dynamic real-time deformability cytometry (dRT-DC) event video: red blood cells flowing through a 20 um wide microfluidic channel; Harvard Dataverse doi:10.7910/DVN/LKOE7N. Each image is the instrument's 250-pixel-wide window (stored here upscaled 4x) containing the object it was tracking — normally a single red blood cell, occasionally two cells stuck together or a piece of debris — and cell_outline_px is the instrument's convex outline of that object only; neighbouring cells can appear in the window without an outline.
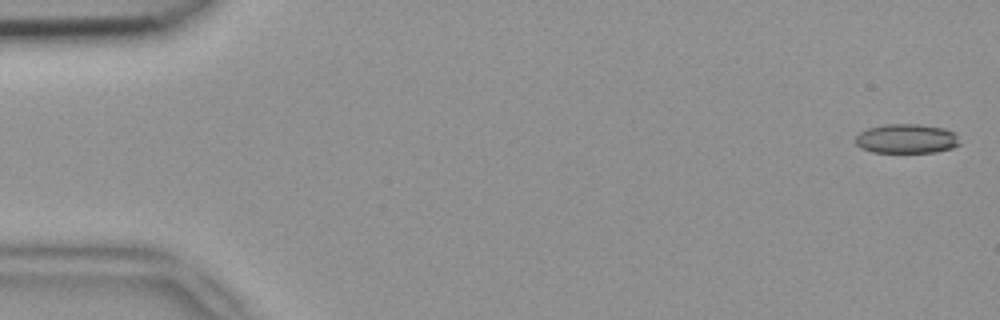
{"species": "common noctule bat (a hibernating species)", "species_latin": "Nyctalus noctula", "temperature_condition": "room temperature", "stored_images_in_passage": 45, "camera_frame_rate_fps": 3000, "um_per_image_px": 0.085, "animal": {"sex": "female", "body_mass_g": 18.4}, "frame": {"image": 1, "passage_image": 1, "time_ms": 0.0, "image_size_px": [1000, 320], "cell_outline_px": [[960, 144], [952, 148], [936, 152], [872, 152], [860, 148], [856, 144], [856, 136], [860, 132], [868, 128], [884, 124], [920, 124], [944, 128], [956, 132]], "centroid_in_image_um": [77.07, 11.78], "position_along_channel_um": 7.9, "area_um2": 17.98}}
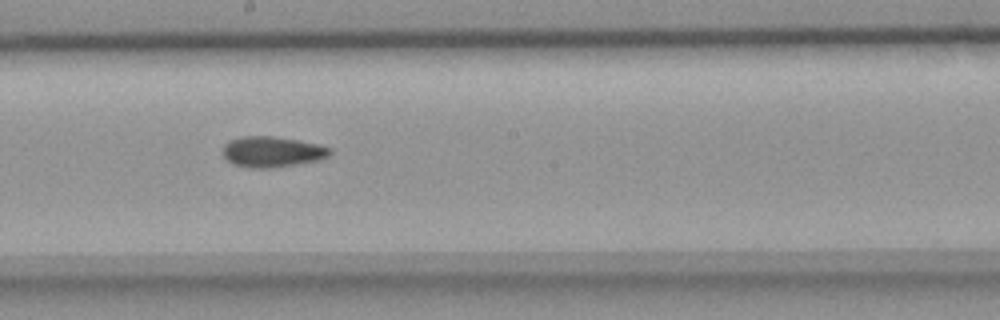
{"frame": {"image": 2, "passage_image": 27, "time_ms": 8.667, "image_size_px": [1000, 320], "cell_outline_px": [[332, 152], [328, 156], [320, 160], [272, 168], [248, 168], [232, 164], [224, 156], [224, 144], [232, 140], [244, 136], [272, 136], [296, 140], [316, 144], [332, 148]], "centroid_in_image_um": [23.14, 12.91], "position_along_channel_um": 225.1, "area_um2": 19.02}}
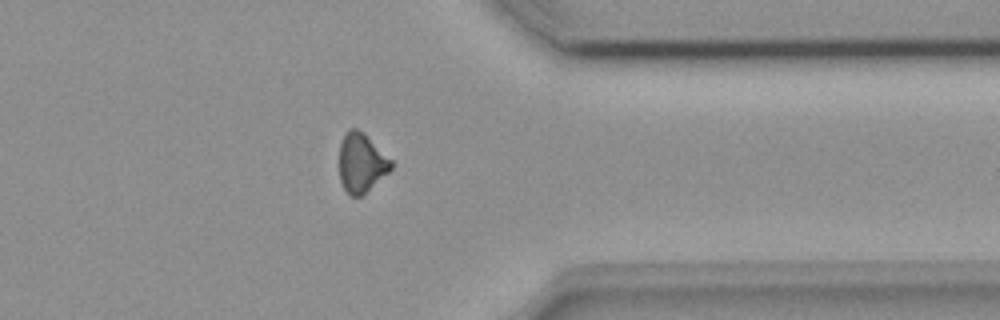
{"frame": {"image": 3, "passage_image": 39, "time_ms": 12.667, "image_size_px": [1000, 320], "cell_outline_px": [[392, 168], [388, 172], [360, 196], [352, 196], [344, 188], [340, 180], [340, 144], [344, 132], [348, 128], [356, 128], [364, 132], [392, 160]], "centroid_in_image_um": [30.71, 13.78], "position_along_channel_um": 380.7, "area_um2": 17.69}}